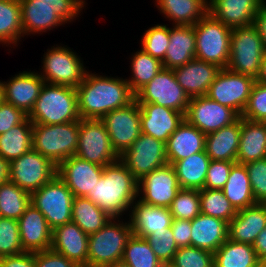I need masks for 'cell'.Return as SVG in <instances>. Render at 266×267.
<instances>
[{
	"mask_svg": "<svg viewBox=\"0 0 266 267\" xmlns=\"http://www.w3.org/2000/svg\"><path fill=\"white\" fill-rule=\"evenodd\" d=\"M75 89L81 119H101L110 111L125 107L135 100L126 78L102 76L89 70Z\"/></svg>",
	"mask_w": 266,
	"mask_h": 267,
	"instance_id": "obj_1",
	"label": "cell"
},
{
	"mask_svg": "<svg viewBox=\"0 0 266 267\" xmlns=\"http://www.w3.org/2000/svg\"><path fill=\"white\" fill-rule=\"evenodd\" d=\"M112 218L131 211L138 198V180L120 161L104 166L102 176L86 196ZM130 208V210H129Z\"/></svg>",
	"mask_w": 266,
	"mask_h": 267,
	"instance_id": "obj_2",
	"label": "cell"
},
{
	"mask_svg": "<svg viewBox=\"0 0 266 267\" xmlns=\"http://www.w3.org/2000/svg\"><path fill=\"white\" fill-rule=\"evenodd\" d=\"M33 124H63L80 120L74 87L44 83L28 115Z\"/></svg>",
	"mask_w": 266,
	"mask_h": 267,
	"instance_id": "obj_3",
	"label": "cell"
},
{
	"mask_svg": "<svg viewBox=\"0 0 266 267\" xmlns=\"http://www.w3.org/2000/svg\"><path fill=\"white\" fill-rule=\"evenodd\" d=\"M80 120L63 124H33L32 149L58 166L76 155Z\"/></svg>",
	"mask_w": 266,
	"mask_h": 267,
	"instance_id": "obj_4",
	"label": "cell"
},
{
	"mask_svg": "<svg viewBox=\"0 0 266 267\" xmlns=\"http://www.w3.org/2000/svg\"><path fill=\"white\" fill-rule=\"evenodd\" d=\"M132 234L130 220L124 223L120 218H111L103 228L89 235L87 267H103L121 261Z\"/></svg>",
	"mask_w": 266,
	"mask_h": 267,
	"instance_id": "obj_5",
	"label": "cell"
},
{
	"mask_svg": "<svg viewBox=\"0 0 266 267\" xmlns=\"http://www.w3.org/2000/svg\"><path fill=\"white\" fill-rule=\"evenodd\" d=\"M193 27L196 35L195 58L227 68L232 29L209 12Z\"/></svg>",
	"mask_w": 266,
	"mask_h": 267,
	"instance_id": "obj_6",
	"label": "cell"
},
{
	"mask_svg": "<svg viewBox=\"0 0 266 267\" xmlns=\"http://www.w3.org/2000/svg\"><path fill=\"white\" fill-rule=\"evenodd\" d=\"M265 53L262 38L253 25L232 28L228 70L257 79Z\"/></svg>",
	"mask_w": 266,
	"mask_h": 267,
	"instance_id": "obj_7",
	"label": "cell"
},
{
	"mask_svg": "<svg viewBox=\"0 0 266 267\" xmlns=\"http://www.w3.org/2000/svg\"><path fill=\"white\" fill-rule=\"evenodd\" d=\"M73 200L72 191L58 175L31 193V204L45 216L52 230L72 222Z\"/></svg>",
	"mask_w": 266,
	"mask_h": 267,
	"instance_id": "obj_8",
	"label": "cell"
},
{
	"mask_svg": "<svg viewBox=\"0 0 266 267\" xmlns=\"http://www.w3.org/2000/svg\"><path fill=\"white\" fill-rule=\"evenodd\" d=\"M55 46L45 52L42 59L43 69H41L43 72H39V75L45 83L77 88L87 73L82 58L69 47Z\"/></svg>",
	"mask_w": 266,
	"mask_h": 267,
	"instance_id": "obj_9",
	"label": "cell"
},
{
	"mask_svg": "<svg viewBox=\"0 0 266 267\" xmlns=\"http://www.w3.org/2000/svg\"><path fill=\"white\" fill-rule=\"evenodd\" d=\"M78 138L77 157L102 167L119 160L100 119H80Z\"/></svg>",
	"mask_w": 266,
	"mask_h": 267,
	"instance_id": "obj_10",
	"label": "cell"
},
{
	"mask_svg": "<svg viewBox=\"0 0 266 267\" xmlns=\"http://www.w3.org/2000/svg\"><path fill=\"white\" fill-rule=\"evenodd\" d=\"M56 175L57 166L33 149L10 161L9 181L30 194L40 189Z\"/></svg>",
	"mask_w": 266,
	"mask_h": 267,
	"instance_id": "obj_11",
	"label": "cell"
},
{
	"mask_svg": "<svg viewBox=\"0 0 266 267\" xmlns=\"http://www.w3.org/2000/svg\"><path fill=\"white\" fill-rule=\"evenodd\" d=\"M138 103H154L186 114L189 96L178 84L173 69L163 68L135 94Z\"/></svg>",
	"mask_w": 266,
	"mask_h": 267,
	"instance_id": "obj_12",
	"label": "cell"
},
{
	"mask_svg": "<svg viewBox=\"0 0 266 267\" xmlns=\"http://www.w3.org/2000/svg\"><path fill=\"white\" fill-rule=\"evenodd\" d=\"M102 123L118 156L127 151L141 134L140 105L134 100L125 107L104 115Z\"/></svg>",
	"mask_w": 266,
	"mask_h": 267,
	"instance_id": "obj_13",
	"label": "cell"
},
{
	"mask_svg": "<svg viewBox=\"0 0 266 267\" xmlns=\"http://www.w3.org/2000/svg\"><path fill=\"white\" fill-rule=\"evenodd\" d=\"M256 79L223 68L210 85L207 96L223 106L232 108L240 117L246 107Z\"/></svg>",
	"mask_w": 266,
	"mask_h": 267,
	"instance_id": "obj_14",
	"label": "cell"
},
{
	"mask_svg": "<svg viewBox=\"0 0 266 267\" xmlns=\"http://www.w3.org/2000/svg\"><path fill=\"white\" fill-rule=\"evenodd\" d=\"M119 160L139 181L142 177L168 164L166 143L141 133Z\"/></svg>",
	"mask_w": 266,
	"mask_h": 267,
	"instance_id": "obj_15",
	"label": "cell"
},
{
	"mask_svg": "<svg viewBox=\"0 0 266 267\" xmlns=\"http://www.w3.org/2000/svg\"><path fill=\"white\" fill-rule=\"evenodd\" d=\"M185 120L205 135L236 122L240 116L207 95L190 98Z\"/></svg>",
	"mask_w": 266,
	"mask_h": 267,
	"instance_id": "obj_16",
	"label": "cell"
},
{
	"mask_svg": "<svg viewBox=\"0 0 266 267\" xmlns=\"http://www.w3.org/2000/svg\"><path fill=\"white\" fill-rule=\"evenodd\" d=\"M180 189L173 165L166 164L138 181V200L148 205L168 208Z\"/></svg>",
	"mask_w": 266,
	"mask_h": 267,
	"instance_id": "obj_17",
	"label": "cell"
},
{
	"mask_svg": "<svg viewBox=\"0 0 266 267\" xmlns=\"http://www.w3.org/2000/svg\"><path fill=\"white\" fill-rule=\"evenodd\" d=\"M104 167L83 160L76 155L57 166V175L72 191L74 197H86L102 176Z\"/></svg>",
	"mask_w": 266,
	"mask_h": 267,
	"instance_id": "obj_18",
	"label": "cell"
},
{
	"mask_svg": "<svg viewBox=\"0 0 266 267\" xmlns=\"http://www.w3.org/2000/svg\"><path fill=\"white\" fill-rule=\"evenodd\" d=\"M44 79L35 71H23L2 81L3 100L29 115L39 97Z\"/></svg>",
	"mask_w": 266,
	"mask_h": 267,
	"instance_id": "obj_19",
	"label": "cell"
},
{
	"mask_svg": "<svg viewBox=\"0 0 266 267\" xmlns=\"http://www.w3.org/2000/svg\"><path fill=\"white\" fill-rule=\"evenodd\" d=\"M139 105L141 133L164 143L185 119L183 113L168 107L154 103H139Z\"/></svg>",
	"mask_w": 266,
	"mask_h": 267,
	"instance_id": "obj_20",
	"label": "cell"
},
{
	"mask_svg": "<svg viewBox=\"0 0 266 267\" xmlns=\"http://www.w3.org/2000/svg\"><path fill=\"white\" fill-rule=\"evenodd\" d=\"M18 227L23 251L34 253L51 248L52 229L45 216L33 204L18 219Z\"/></svg>",
	"mask_w": 266,
	"mask_h": 267,
	"instance_id": "obj_21",
	"label": "cell"
},
{
	"mask_svg": "<svg viewBox=\"0 0 266 267\" xmlns=\"http://www.w3.org/2000/svg\"><path fill=\"white\" fill-rule=\"evenodd\" d=\"M221 69L216 64L194 58L173 71L178 84L189 98H193L207 95L210 85Z\"/></svg>",
	"mask_w": 266,
	"mask_h": 267,
	"instance_id": "obj_22",
	"label": "cell"
},
{
	"mask_svg": "<svg viewBox=\"0 0 266 267\" xmlns=\"http://www.w3.org/2000/svg\"><path fill=\"white\" fill-rule=\"evenodd\" d=\"M88 241L89 236L76 223L69 222L52 230L51 249L79 267H87Z\"/></svg>",
	"mask_w": 266,
	"mask_h": 267,
	"instance_id": "obj_23",
	"label": "cell"
},
{
	"mask_svg": "<svg viewBox=\"0 0 266 267\" xmlns=\"http://www.w3.org/2000/svg\"><path fill=\"white\" fill-rule=\"evenodd\" d=\"M265 0H208L209 13L229 28L253 25Z\"/></svg>",
	"mask_w": 266,
	"mask_h": 267,
	"instance_id": "obj_24",
	"label": "cell"
},
{
	"mask_svg": "<svg viewBox=\"0 0 266 267\" xmlns=\"http://www.w3.org/2000/svg\"><path fill=\"white\" fill-rule=\"evenodd\" d=\"M266 227V203H256L237 211L228 223V238L253 245L258 234Z\"/></svg>",
	"mask_w": 266,
	"mask_h": 267,
	"instance_id": "obj_25",
	"label": "cell"
},
{
	"mask_svg": "<svg viewBox=\"0 0 266 267\" xmlns=\"http://www.w3.org/2000/svg\"><path fill=\"white\" fill-rule=\"evenodd\" d=\"M130 222L133 235L146 238L153 232L167 231L172 225L173 217L167 207L145 204L138 199L130 211Z\"/></svg>",
	"mask_w": 266,
	"mask_h": 267,
	"instance_id": "obj_26",
	"label": "cell"
},
{
	"mask_svg": "<svg viewBox=\"0 0 266 267\" xmlns=\"http://www.w3.org/2000/svg\"><path fill=\"white\" fill-rule=\"evenodd\" d=\"M206 135L185 119L166 142L168 164L205 150Z\"/></svg>",
	"mask_w": 266,
	"mask_h": 267,
	"instance_id": "obj_27",
	"label": "cell"
},
{
	"mask_svg": "<svg viewBox=\"0 0 266 267\" xmlns=\"http://www.w3.org/2000/svg\"><path fill=\"white\" fill-rule=\"evenodd\" d=\"M191 246L214 253L228 239V223L202 213L191 220Z\"/></svg>",
	"mask_w": 266,
	"mask_h": 267,
	"instance_id": "obj_28",
	"label": "cell"
},
{
	"mask_svg": "<svg viewBox=\"0 0 266 267\" xmlns=\"http://www.w3.org/2000/svg\"><path fill=\"white\" fill-rule=\"evenodd\" d=\"M169 45L162 62L163 68L174 69L195 58L196 35L194 27L173 25L169 27Z\"/></svg>",
	"mask_w": 266,
	"mask_h": 267,
	"instance_id": "obj_29",
	"label": "cell"
},
{
	"mask_svg": "<svg viewBox=\"0 0 266 267\" xmlns=\"http://www.w3.org/2000/svg\"><path fill=\"white\" fill-rule=\"evenodd\" d=\"M241 117L233 124L206 135L205 151L211 160L237 161Z\"/></svg>",
	"mask_w": 266,
	"mask_h": 267,
	"instance_id": "obj_30",
	"label": "cell"
},
{
	"mask_svg": "<svg viewBox=\"0 0 266 267\" xmlns=\"http://www.w3.org/2000/svg\"><path fill=\"white\" fill-rule=\"evenodd\" d=\"M266 158V125L241 117V134L237 152V163Z\"/></svg>",
	"mask_w": 266,
	"mask_h": 267,
	"instance_id": "obj_31",
	"label": "cell"
},
{
	"mask_svg": "<svg viewBox=\"0 0 266 267\" xmlns=\"http://www.w3.org/2000/svg\"><path fill=\"white\" fill-rule=\"evenodd\" d=\"M156 7L173 25L194 26L208 12V0H155Z\"/></svg>",
	"mask_w": 266,
	"mask_h": 267,
	"instance_id": "obj_32",
	"label": "cell"
},
{
	"mask_svg": "<svg viewBox=\"0 0 266 267\" xmlns=\"http://www.w3.org/2000/svg\"><path fill=\"white\" fill-rule=\"evenodd\" d=\"M19 1L24 36L36 33L42 34V32L65 25L54 13L50 5L34 4V0Z\"/></svg>",
	"mask_w": 266,
	"mask_h": 267,
	"instance_id": "obj_33",
	"label": "cell"
},
{
	"mask_svg": "<svg viewBox=\"0 0 266 267\" xmlns=\"http://www.w3.org/2000/svg\"><path fill=\"white\" fill-rule=\"evenodd\" d=\"M214 267H264L253 245L229 238L213 253Z\"/></svg>",
	"mask_w": 266,
	"mask_h": 267,
	"instance_id": "obj_34",
	"label": "cell"
},
{
	"mask_svg": "<svg viewBox=\"0 0 266 267\" xmlns=\"http://www.w3.org/2000/svg\"><path fill=\"white\" fill-rule=\"evenodd\" d=\"M210 161L211 159L205 150L192 154L183 160L176 161L173 167L180 188L203 189Z\"/></svg>",
	"mask_w": 266,
	"mask_h": 267,
	"instance_id": "obj_35",
	"label": "cell"
},
{
	"mask_svg": "<svg viewBox=\"0 0 266 267\" xmlns=\"http://www.w3.org/2000/svg\"><path fill=\"white\" fill-rule=\"evenodd\" d=\"M221 190L237 211L256 204L245 164L235 162L232 165Z\"/></svg>",
	"mask_w": 266,
	"mask_h": 267,
	"instance_id": "obj_36",
	"label": "cell"
},
{
	"mask_svg": "<svg viewBox=\"0 0 266 267\" xmlns=\"http://www.w3.org/2000/svg\"><path fill=\"white\" fill-rule=\"evenodd\" d=\"M33 123L27 117L22 123L0 134V156L9 162L32 149Z\"/></svg>",
	"mask_w": 266,
	"mask_h": 267,
	"instance_id": "obj_37",
	"label": "cell"
},
{
	"mask_svg": "<svg viewBox=\"0 0 266 267\" xmlns=\"http://www.w3.org/2000/svg\"><path fill=\"white\" fill-rule=\"evenodd\" d=\"M111 218L89 198L74 197L72 222L76 223L88 236L103 228Z\"/></svg>",
	"mask_w": 266,
	"mask_h": 267,
	"instance_id": "obj_38",
	"label": "cell"
},
{
	"mask_svg": "<svg viewBox=\"0 0 266 267\" xmlns=\"http://www.w3.org/2000/svg\"><path fill=\"white\" fill-rule=\"evenodd\" d=\"M24 37L19 0H0V44L16 45Z\"/></svg>",
	"mask_w": 266,
	"mask_h": 267,
	"instance_id": "obj_39",
	"label": "cell"
},
{
	"mask_svg": "<svg viewBox=\"0 0 266 267\" xmlns=\"http://www.w3.org/2000/svg\"><path fill=\"white\" fill-rule=\"evenodd\" d=\"M131 79H126L131 91L136 94L141 88L148 84L162 69L160 60L153 58L150 54L140 49L131 58Z\"/></svg>",
	"mask_w": 266,
	"mask_h": 267,
	"instance_id": "obj_40",
	"label": "cell"
},
{
	"mask_svg": "<svg viewBox=\"0 0 266 267\" xmlns=\"http://www.w3.org/2000/svg\"><path fill=\"white\" fill-rule=\"evenodd\" d=\"M30 204L31 194L15 183L0 185V217L18 220Z\"/></svg>",
	"mask_w": 266,
	"mask_h": 267,
	"instance_id": "obj_41",
	"label": "cell"
},
{
	"mask_svg": "<svg viewBox=\"0 0 266 267\" xmlns=\"http://www.w3.org/2000/svg\"><path fill=\"white\" fill-rule=\"evenodd\" d=\"M201 213L220 218L229 223L237 214V210L229 202L220 189L199 190Z\"/></svg>",
	"mask_w": 266,
	"mask_h": 267,
	"instance_id": "obj_42",
	"label": "cell"
},
{
	"mask_svg": "<svg viewBox=\"0 0 266 267\" xmlns=\"http://www.w3.org/2000/svg\"><path fill=\"white\" fill-rule=\"evenodd\" d=\"M121 261L130 267H160L162 264L146 238L133 234L127 241Z\"/></svg>",
	"mask_w": 266,
	"mask_h": 267,
	"instance_id": "obj_43",
	"label": "cell"
},
{
	"mask_svg": "<svg viewBox=\"0 0 266 267\" xmlns=\"http://www.w3.org/2000/svg\"><path fill=\"white\" fill-rule=\"evenodd\" d=\"M168 209L173 219L193 220L201 213L199 190L181 188Z\"/></svg>",
	"mask_w": 266,
	"mask_h": 267,
	"instance_id": "obj_44",
	"label": "cell"
},
{
	"mask_svg": "<svg viewBox=\"0 0 266 267\" xmlns=\"http://www.w3.org/2000/svg\"><path fill=\"white\" fill-rule=\"evenodd\" d=\"M169 42V27L165 24H157L148 28L142 35L141 49L163 62Z\"/></svg>",
	"mask_w": 266,
	"mask_h": 267,
	"instance_id": "obj_45",
	"label": "cell"
},
{
	"mask_svg": "<svg viewBox=\"0 0 266 267\" xmlns=\"http://www.w3.org/2000/svg\"><path fill=\"white\" fill-rule=\"evenodd\" d=\"M22 252L18 220L0 217V258Z\"/></svg>",
	"mask_w": 266,
	"mask_h": 267,
	"instance_id": "obj_46",
	"label": "cell"
},
{
	"mask_svg": "<svg viewBox=\"0 0 266 267\" xmlns=\"http://www.w3.org/2000/svg\"><path fill=\"white\" fill-rule=\"evenodd\" d=\"M176 267H214L213 253L197 247H181L174 255Z\"/></svg>",
	"mask_w": 266,
	"mask_h": 267,
	"instance_id": "obj_47",
	"label": "cell"
},
{
	"mask_svg": "<svg viewBox=\"0 0 266 267\" xmlns=\"http://www.w3.org/2000/svg\"><path fill=\"white\" fill-rule=\"evenodd\" d=\"M154 254L162 263L172 262L179 249L175 243L171 227L167 231L153 232L146 237Z\"/></svg>",
	"mask_w": 266,
	"mask_h": 267,
	"instance_id": "obj_48",
	"label": "cell"
},
{
	"mask_svg": "<svg viewBox=\"0 0 266 267\" xmlns=\"http://www.w3.org/2000/svg\"><path fill=\"white\" fill-rule=\"evenodd\" d=\"M241 117L259 122L266 120V84L255 82Z\"/></svg>",
	"mask_w": 266,
	"mask_h": 267,
	"instance_id": "obj_49",
	"label": "cell"
},
{
	"mask_svg": "<svg viewBox=\"0 0 266 267\" xmlns=\"http://www.w3.org/2000/svg\"><path fill=\"white\" fill-rule=\"evenodd\" d=\"M256 203H266V158L245 164Z\"/></svg>",
	"mask_w": 266,
	"mask_h": 267,
	"instance_id": "obj_50",
	"label": "cell"
},
{
	"mask_svg": "<svg viewBox=\"0 0 266 267\" xmlns=\"http://www.w3.org/2000/svg\"><path fill=\"white\" fill-rule=\"evenodd\" d=\"M34 4L50 5L54 13L66 24L79 17L86 5L85 0H34Z\"/></svg>",
	"mask_w": 266,
	"mask_h": 267,
	"instance_id": "obj_51",
	"label": "cell"
},
{
	"mask_svg": "<svg viewBox=\"0 0 266 267\" xmlns=\"http://www.w3.org/2000/svg\"><path fill=\"white\" fill-rule=\"evenodd\" d=\"M234 163L230 161L211 160L208 166L204 188L221 190L227 182Z\"/></svg>",
	"mask_w": 266,
	"mask_h": 267,
	"instance_id": "obj_52",
	"label": "cell"
},
{
	"mask_svg": "<svg viewBox=\"0 0 266 267\" xmlns=\"http://www.w3.org/2000/svg\"><path fill=\"white\" fill-rule=\"evenodd\" d=\"M27 117L21 109L3 100L0 103V134L22 123Z\"/></svg>",
	"mask_w": 266,
	"mask_h": 267,
	"instance_id": "obj_53",
	"label": "cell"
},
{
	"mask_svg": "<svg viewBox=\"0 0 266 267\" xmlns=\"http://www.w3.org/2000/svg\"><path fill=\"white\" fill-rule=\"evenodd\" d=\"M35 267H79L72 260L67 259L53 249L35 252Z\"/></svg>",
	"mask_w": 266,
	"mask_h": 267,
	"instance_id": "obj_54",
	"label": "cell"
},
{
	"mask_svg": "<svg viewBox=\"0 0 266 267\" xmlns=\"http://www.w3.org/2000/svg\"><path fill=\"white\" fill-rule=\"evenodd\" d=\"M171 230L178 248L191 246V220L173 219Z\"/></svg>",
	"mask_w": 266,
	"mask_h": 267,
	"instance_id": "obj_55",
	"label": "cell"
},
{
	"mask_svg": "<svg viewBox=\"0 0 266 267\" xmlns=\"http://www.w3.org/2000/svg\"><path fill=\"white\" fill-rule=\"evenodd\" d=\"M0 267H35V252H22L0 258Z\"/></svg>",
	"mask_w": 266,
	"mask_h": 267,
	"instance_id": "obj_56",
	"label": "cell"
},
{
	"mask_svg": "<svg viewBox=\"0 0 266 267\" xmlns=\"http://www.w3.org/2000/svg\"><path fill=\"white\" fill-rule=\"evenodd\" d=\"M253 26L261 36L264 50L266 52V2L258 9L253 20Z\"/></svg>",
	"mask_w": 266,
	"mask_h": 267,
	"instance_id": "obj_57",
	"label": "cell"
},
{
	"mask_svg": "<svg viewBox=\"0 0 266 267\" xmlns=\"http://www.w3.org/2000/svg\"><path fill=\"white\" fill-rule=\"evenodd\" d=\"M253 248L259 258V260L265 265L266 264V227L258 234Z\"/></svg>",
	"mask_w": 266,
	"mask_h": 267,
	"instance_id": "obj_58",
	"label": "cell"
},
{
	"mask_svg": "<svg viewBox=\"0 0 266 267\" xmlns=\"http://www.w3.org/2000/svg\"><path fill=\"white\" fill-rule=\"evenodd\" d=\"M10 162L0 156V185L9 181Z\"/></svg>",
	"mask_w": 266,
	"mask_h": 267,
	"instance_id": "obj_59",
	"label": "cell"
},
{
	"mask_svg": "<svg viewBox=\"0 0 266 267\" xmlns=\"http://www.w3.org/2000/svg\"><path fill=\"white\" fill-rule=\"evenodd\" d=\"M256 81L266 84V53L262 61L260 74L257 77Z\"/></svg>",
	"mask_w": 266,
	"mask_h": 267,
	"instance_id": "obj_60",
	"label": "cell"
},
{
	"mask_svg": "<svg viewBox=\"0 0 266 267\" xmlns=\"http://www.w3.org/2000/svg\"><path fill=\"white\" fill-rule=\"evenodd\" d=\"M103 267H130V266H128L126 263H124L122 261H119V262H115L113 264L105 265Z\"/></svg>",
	"mask_w": 266,
	"mask_h": 267,
	"instance_id": "obj_61",
	"label": "cell"
},
{
	"mask_svg": "<svg viewBox=\"0 0 266 267\" xmlns=\"http://www.w3.org/2000/svg\"><path fill=\"white\" fill-rule=\"evenodd\" d=\"M3 101V86L2 81L0 80V103Z\"/></svg>",
	"mask_w": 266,
	"mask_h": 267,
	"instance_id": "obj_62",
	"label": "cell"
},
{
	"mask_svg": "<svg viewBox=\"0 0 266 267\" xmlns=\"http://www.w3.org/2000/svg\"><path fill=\"white\" fill-rule=\"evenodd\" d=\"M160 267H176L172 262L162 263Z\"/></svg>",
	"mask_w": 266,
	"mask_h": 267,
	"instance_id": "obj_63",
	"label": "cell"
}]
</instances>
